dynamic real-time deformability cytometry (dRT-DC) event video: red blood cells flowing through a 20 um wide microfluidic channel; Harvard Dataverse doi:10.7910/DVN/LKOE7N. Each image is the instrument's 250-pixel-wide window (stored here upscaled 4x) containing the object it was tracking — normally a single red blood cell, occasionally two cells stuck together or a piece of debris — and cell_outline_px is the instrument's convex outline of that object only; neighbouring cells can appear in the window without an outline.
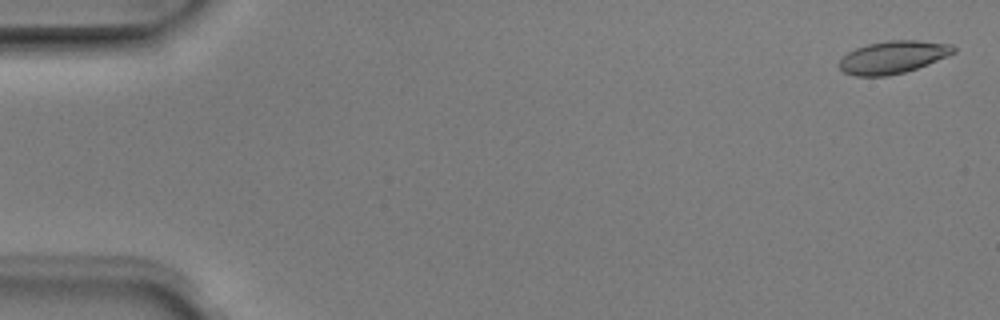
{"species": "Egyptian fruit bat (a non-hibernating species)", "species_latin": "Rousettus aegyptiacus", "temperature_condition": "room temperature", "stored_images_in_passage": 5, "camera_frame_rate_fps": 3000, "um_per_image_px": 0.085, "animal": {"sex": "male"}, "frame": {"image": 1, "passage_image": 1, "time_ms": 0.0, "image_size_px": [1000, 320], "cell_outline_px": [[956, 52], [928, 64], [904, 72], [888, 76], [856, 76], [844, 72], [836, 64], [848, 52], [856, 48], [868, 44], [888, 40], [916, 40], [952, 44], [956, 48]], "centroid_in_image_um": [75.89, 4.86], "position_along_channel_um": 9.1, "area_um2": 21.68}}
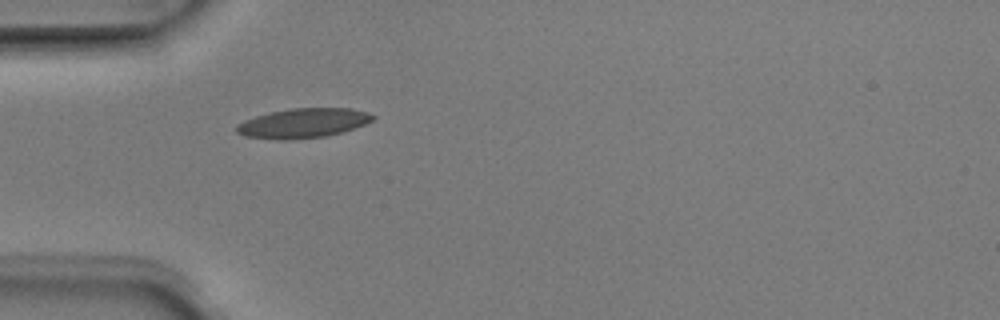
{"frame": {"image": 2, "passage_image": 5, "time_ms": 1.333, "image_size_px": [1000, 320], "cell_outline_px": [[376, 116], [372, 120], [364, 124], [344, 132], [324, 136], [288, 140], [280, 140], [244, 136], [236, 132], [236, 124], [244, 120], [256, 116], [272, 112], [292, 108], [352, 108], [368, 112]], "centroid_in_image_um": [25.76, 10.47], "position_along_channel_um": 59.2, "area_um2": 23.47}}